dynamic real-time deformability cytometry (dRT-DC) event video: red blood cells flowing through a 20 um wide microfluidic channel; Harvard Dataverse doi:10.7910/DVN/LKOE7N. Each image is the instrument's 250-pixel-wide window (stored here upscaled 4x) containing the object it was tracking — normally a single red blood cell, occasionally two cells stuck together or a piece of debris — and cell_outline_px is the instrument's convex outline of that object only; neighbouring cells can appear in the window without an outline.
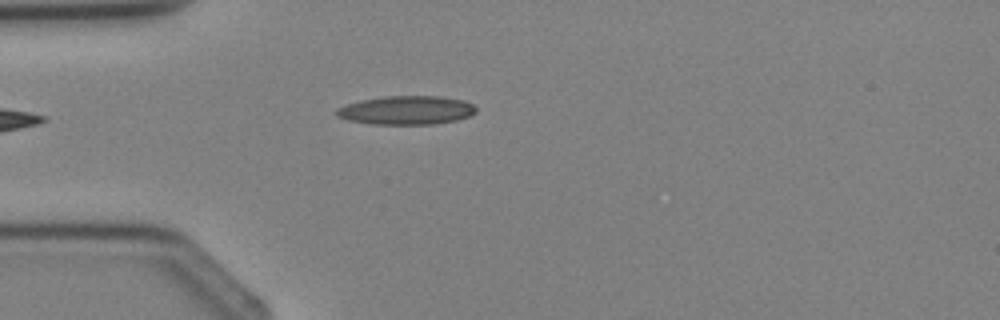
{"species": "Egyptian fruit bat (a non-hibernating species)", "species_latin": "Rousettus aegyptiacus", "temperature_condition": "cold", "stored_images_in_passage": 1, "camera_frame_rate_fps": 3000, "um_per_image_px": 0.085, "animal": {"sex": "female"}, "frame": {"image": 1, "passage_image": 1, "time_ms": 0.0, "image_size_px": [1000, 320], "cell_outline_px": [[476, 112], [468, 116], [456, 120], [436, 124], [372, 124], [348, 120], [336, 116], [332, 112], [336, 108], [360, 100], [384, 96], [440, 96], [464, 100], [472, 104], [476, 108]], "centroid_in_image_um": [34.51, 9.37], "position_along_channel_um": 50.5, "area_um2": 23.47}}